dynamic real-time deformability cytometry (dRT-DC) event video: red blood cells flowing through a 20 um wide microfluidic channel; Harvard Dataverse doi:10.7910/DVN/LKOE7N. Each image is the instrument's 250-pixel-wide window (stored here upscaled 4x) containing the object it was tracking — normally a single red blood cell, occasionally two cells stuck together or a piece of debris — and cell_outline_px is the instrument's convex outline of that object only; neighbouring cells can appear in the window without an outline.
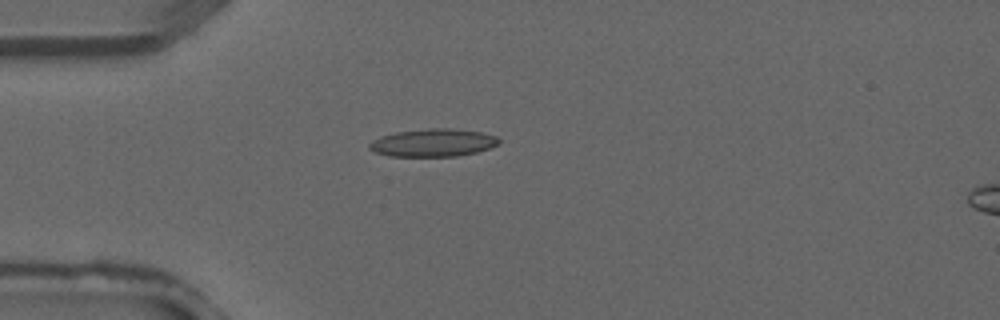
{"species": "common noctule bat (a hibernating species)", "species_latin": "Nyctalus noctula", "temperature_condition": "warm", "stored_images_in_passage": 3, "camera_frame_rate_fps": 3000, "um_per_image_px": 0.085, "animal": {"sex": "male", "forearm_length_mm": 52.5}, "frame": {"image": 1, "passage_image": 3, "time_ms": 0.667, "image_size_px": [1000, 320], "cell_outline_px": [[500, 144], [476, 152], [456, 156], [388, 156], [376, 152], [368, 148], [368, 144], [372, 140], [380, 136], [396, 132], [428, 128], [452, 128], [480, 132], [496, 136], [500, 140]], "centroid_in_image_um": [36.79, 12.13], "position_along_channel_um": 48.2, "area_um2": 20.98}}